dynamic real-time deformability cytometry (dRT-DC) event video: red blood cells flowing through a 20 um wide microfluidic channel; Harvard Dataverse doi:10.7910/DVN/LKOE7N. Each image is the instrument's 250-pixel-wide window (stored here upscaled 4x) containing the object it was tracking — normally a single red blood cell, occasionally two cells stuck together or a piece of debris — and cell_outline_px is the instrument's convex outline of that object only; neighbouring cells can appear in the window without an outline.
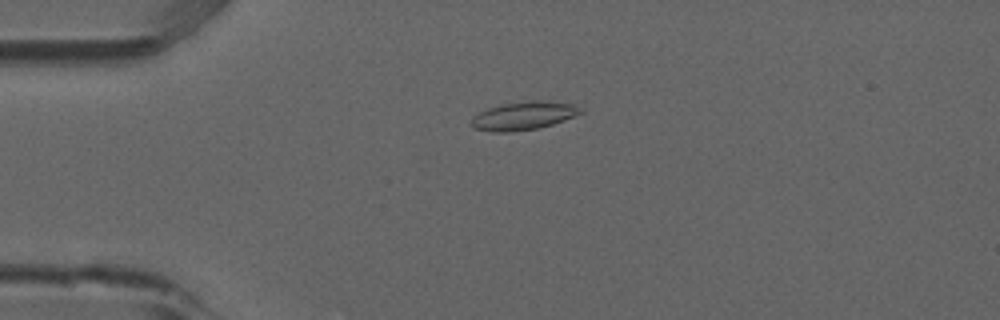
{"species": "common noctule bat (a hibernating species)", "species_latin": "Nyctalus noctula", "temperature_condition": "room temperature", "stored_images_in_passage": 53, "camera_frame_rate_fps": 3000, "um_per_image_px": 0.085, "animal": {"sex": "male", "forearm_length_mm": 52.5}, "frame": {"image": 1, "passage_image": 13, "time_ms": 4.0, "image_size_px": [1000, 320], "cell_outline_px": [[584, 112], [576, 116], [552, 124], [536, 128], [508, 132], [492, 132], [472, 128], [472, 116], [488, 108], [500, 104], [536, 100], [572, 104], [580, 108]], "centroid_in_image_um": [44.48, 9.84], "position_along_channel_um": 40.5, "area_um2": 17.8}}
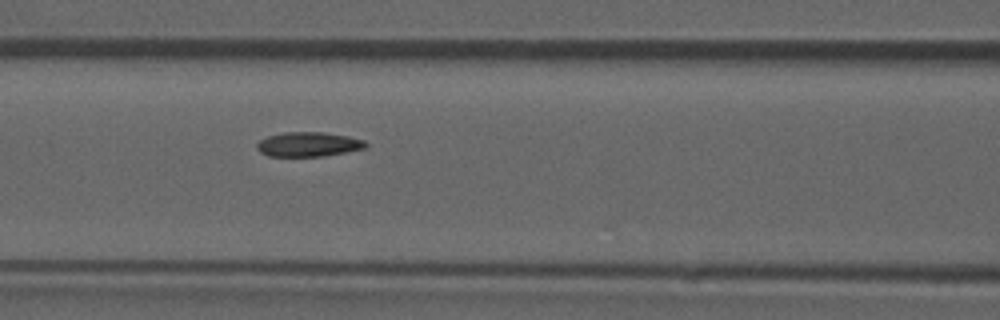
{"frame": {"image": 2, "passage_image": 23, "time_ms": 7.333, "image_size_px": [1000, 320], "cell_outline_px": [[368, 144], [364, 148], [324, 156], [268, 156], [260, 152], [256, 148], [256, 144], [260, 140], [268, 136], [284, 132], [320, 132], [348, 136], [364, 140]], "centroid_in_image_um": [26.18, 12.26], "position_along_channel_um": 140.4, "area_um2": 15.43}}
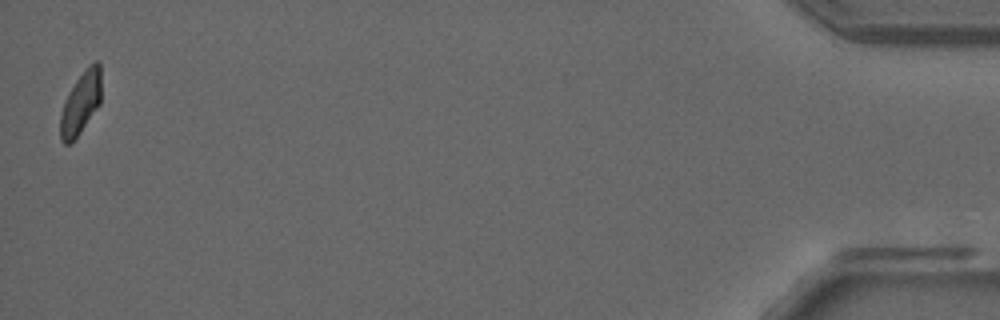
{"frame": {"image": 3, "passage_image": 53, "time_ms": 17.333, "image_size_px": [1000, 320], "cell_outline_px": [[100, 104], [80, 132], [68, 144], [64, 144], [60, 140], [60, 116], [64, 100], [68, 92], [76, 80], [88, 64], [96, 60], [100, 64]], "centroid_in_image_um": [6.85, 8.73], "position_along_channel_um": 428.4, "area_um2": 14.8}, "authors_computed_cell_mechanics": {"area_um2": 15.895, "velocity_mm_per_s": 3.8438, "shape_relaxation_time_tau1_ms": null, "shape_relaxation_time_tau2_ms": 2.0415, "deformation_change_tau1": null, "deformation_change_tau2": 0.0742}}